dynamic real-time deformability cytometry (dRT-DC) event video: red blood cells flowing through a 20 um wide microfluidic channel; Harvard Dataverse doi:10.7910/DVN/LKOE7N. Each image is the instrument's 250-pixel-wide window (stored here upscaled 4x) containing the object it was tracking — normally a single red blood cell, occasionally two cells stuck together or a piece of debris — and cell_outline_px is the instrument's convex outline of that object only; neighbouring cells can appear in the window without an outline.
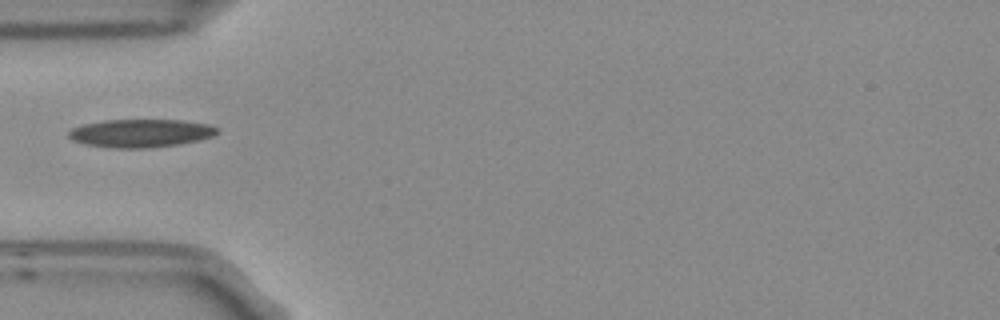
{"species": "Egyptian fruit bat (a non-hibernating species)", "species_latin": "Rousettus aegyptiacus", "temperature_condition": "room temperature", "stored_images_in_passage": 3, "camera_frame_rate_fps": 3000, "um_per_image_px": 0.085, "frame": {"image": 1, "passage_image": 3, "time_ms": 0.667, "image_size_px": [1000, 320], "cell_outline_px": [[220, 128], [212, 136], [200, 140], [180, 144], [148, 148], [112, 148], [84, 144], [72, 140], [68, 136], [68, 132], [72, 128], [84, 124], [104, 120], [180, 120], [208, 124]], "centroid_in_image_um": [11.95, 11.32], "position_along_channel_um": 73.1, "area_um2": 24.39}}